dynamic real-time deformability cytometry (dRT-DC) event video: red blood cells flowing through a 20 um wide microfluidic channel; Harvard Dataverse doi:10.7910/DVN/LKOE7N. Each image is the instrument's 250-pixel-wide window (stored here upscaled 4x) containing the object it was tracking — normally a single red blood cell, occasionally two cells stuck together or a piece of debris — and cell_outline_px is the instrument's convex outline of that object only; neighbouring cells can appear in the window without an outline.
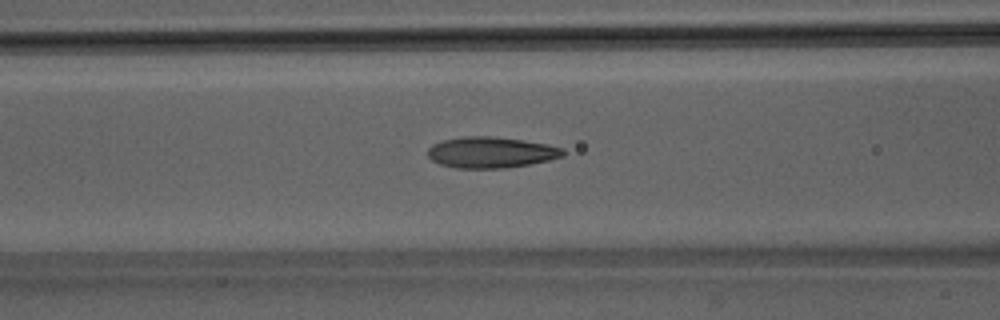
{"species": "Egyptian fruit bat (a non-hibernating species)", "species_latin": "Rousettus aegyptiacus", "temperature_condition": "room temperature", "stored_images_in_passage": 51, "camera_frame_rate_fps": 3000, "um_per_image_px": 0.085, "animal": {"sex": "male"}, "frame": {"image": 1, "passage_image": 21, "time_ms": 6.667, "image_size_px": [1000, 320], "cell_outline_px": [[564, 156], [548, 160], [528, 164], [504, 168], [456, 168], [440, 164], [432, 160], [428, 156], [428, 148], [432, 144], [444, 140], [464, 136], [488, 136], [524, 140], [548, 144], [564, 148]], "centroid_in_image_um": [41.73, 12.95], "position_along_channel_um": 124.9, "area_um2": 24.39}}
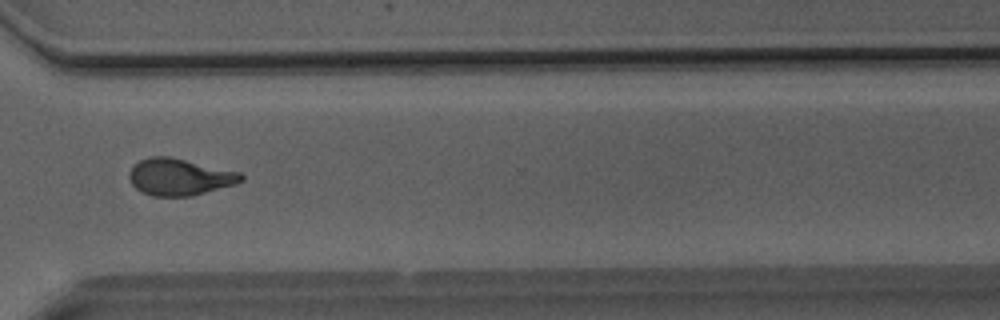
{"frame": {"image": 2, "passage_image": 38, "time_ms": 12.333, "image_size_px": [1000, 320], "cell_outline_px": [[244, 180], [236, 184], [192, 196], [152, 196], [140, 192], [132, 184], [128, 176], [132, 168], [140, 160], [148, 156], [168, 156], [240, 172], [244, 176]], "centroid_in_image_um": [15.26, 15.05], "position_along_channel_um": 355.3, "area_um2": 23.99}}
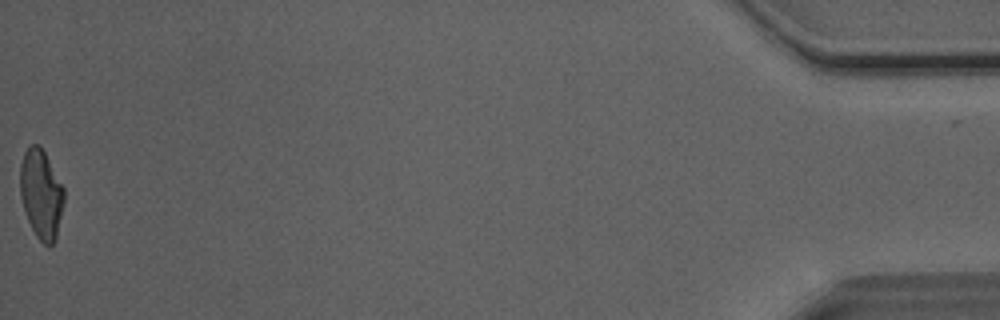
{"frame": {"image": 3, "passage_image": 51, "time_ms": 16.667, "image_size_px": [1000, 320], "cell_outline_px": [[64, 200], [56, 236], [52, 244], [48, 248], [36, 236], [28, 220], [20, 196], [20, 164], [24, 152], [28, 144], [40, 144], [64, 188]], "centroid_in_image_um": [3.48, 16.46], "position_along_channel_um": 431.7, "area_um2": 22.72}, "authors_computed_cell_mechanics": {"area_um2": 23.7558, "velocity_mm_per_s": 4.0676, "shape_relaxation_time_tau1_ms": 5.834, "shape_relaxation_time_tau2_ms": 1.2477, "deformation_change_tau1": 0.2003, "deformation_change_tau2": 0.082}}